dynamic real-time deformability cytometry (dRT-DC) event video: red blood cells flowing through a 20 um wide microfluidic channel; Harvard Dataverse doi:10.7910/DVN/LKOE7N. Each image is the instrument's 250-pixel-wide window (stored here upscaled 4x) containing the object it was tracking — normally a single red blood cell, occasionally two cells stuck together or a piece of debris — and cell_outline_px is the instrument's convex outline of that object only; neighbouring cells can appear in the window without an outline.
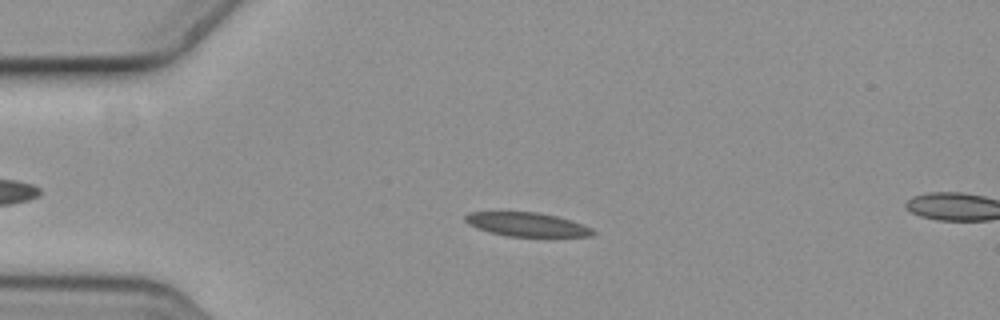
{"species": "common noctule bat (a hibernating species)", "species_latin": "Nyctalus noctula", "temperature_condition": "cold", "stored_images_in_passage": 4, "camera_frame_rate_fps": 3000, "um_per_image_px": 0.085, "animal": {"sex": "female", "body_mass_g": 19.3, "forearm_length_mm": 54.1}, "frame": {"image": 1, "passage_image": 3, "time_ms": 0.667, "image_size_px": [1000, 320], "cell_outline_px": [[596, 232], [592, 236], [548, 240], [508, 236], [488, 232], [476, 228], [468, 224], [464, 220], [464, 216], [468, 212], [540, 212], [572, 220], [592, 228]], "centroid_in_image_um": [44.89, 19.14], "position_along_channel_um": 40.1, "area_um2": 19.02}}